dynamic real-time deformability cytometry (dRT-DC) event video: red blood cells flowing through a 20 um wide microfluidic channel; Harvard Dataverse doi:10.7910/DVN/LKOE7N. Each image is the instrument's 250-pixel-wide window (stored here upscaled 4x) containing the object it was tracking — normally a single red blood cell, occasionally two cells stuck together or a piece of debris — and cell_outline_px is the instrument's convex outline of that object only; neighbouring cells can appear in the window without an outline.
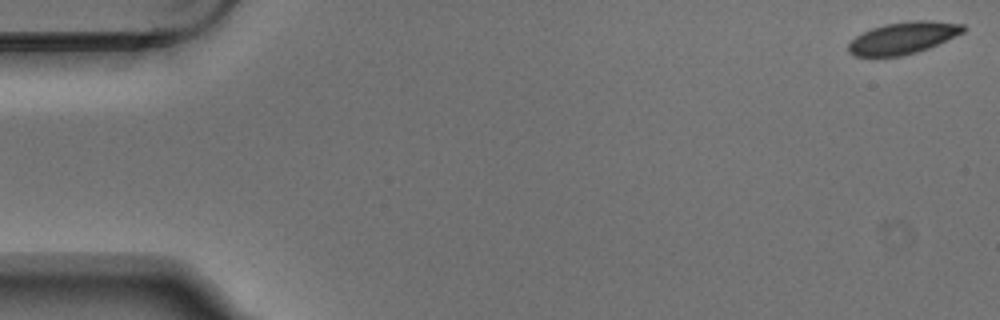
{"species": "Egyptian fruit bat (a non-hibernating species)", "species_latin": "Rousettus aegyptiacus", "temperature_condition": "warm", "stored_images_in_passage": 5, "camera_frame_rate_fps": 3000, "um_per_image_px": 0.085, "animal": {"sex": "male"}, "frame": {"image": 1, "passage_image": 1, "time_ms": 0.0, "image_size_px": [1000, 320], "cell_outline_px": [[968, 28], [964, 32], [928, 48], [916, 52], [900, 56], [856, 56], [848, 52], [848, 44], [856, 36], [872, 28], [884, 24], [912, 20], [928, 20], [964, 24]], "centroid_in_image_um": [76.78, 3.21], "position_along_channel_um": 8.2, "area_um2": 21.27}}
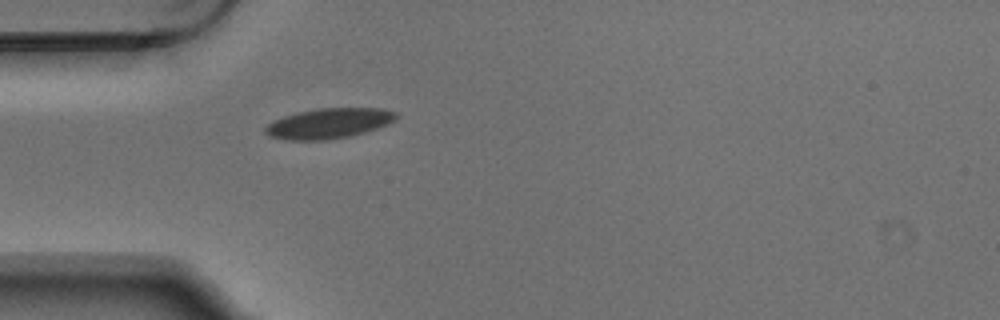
{"frame": {"image": 2, "passage_image": 5, "time_ms": 1.333, "image_size_px": [1000, 320], "cell_outline_px": [[396, 116], [392, 120], [376, 128], [364, 132], [348, 136], [324, 140], [292, 140], [272, 136], [264, 132], [264, 128], [272, 120], [296, 112], [316, 108], [384, 108], [396, 112]], "centroid_in_image_um": [27.9, 10.47], "position_along_channel_um": 57.1, "area_um2": 22.72}}